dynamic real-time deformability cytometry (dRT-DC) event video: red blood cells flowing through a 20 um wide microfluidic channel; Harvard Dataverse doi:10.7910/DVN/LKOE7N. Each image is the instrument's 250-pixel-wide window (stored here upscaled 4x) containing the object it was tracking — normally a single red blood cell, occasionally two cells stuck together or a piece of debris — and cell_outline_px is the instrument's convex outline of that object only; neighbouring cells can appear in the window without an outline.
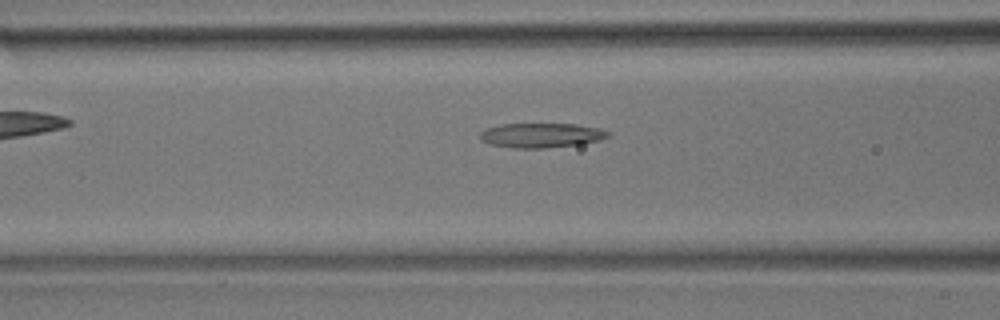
{"species": "common noctule bat (a hibernating species)", "species_latin": "Nyctalus noctula", "temperature_condition": "room temperature", "stored_images_in_passage": 35, "camera_frame_rate_fps": 3000, "um_per_image_px": 0.085, "animal": {"sex": "male", "body_mass_g": 17.9}, "frame": {"image": 1, "passage_image": 7, "time_ms": 2.0, "image_size_px": [1000, 320], "cell_outline_px": [[608, 136], [596, 140], [580, 144], [544, 148], [512, 148], [488, 144], [480, 140], [480, 132], [484, 128], [500, 124], [576, 124], [600, 128], [608, 132]], "centroid_in_image_um": [45.91, 11.5], "position_along_channel_um": 120.7, "area_um2": 18.32}}
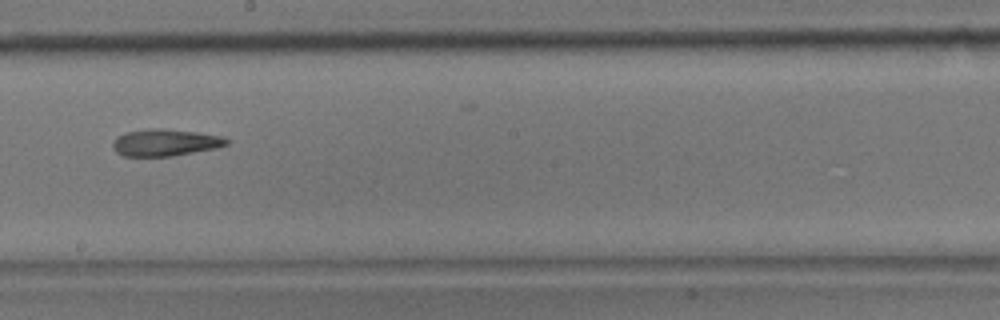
{"frame": {"image": 2, "passage_image": 15, "time_ms": 4.667, "image_size_px": [1000, 320], "cell_outline_px": [[228, 144], [216, 148], [172, 156], [124, 156], [116, 152], [112, 148], [112, 144], [116, 136], [128, 132], [148, 128], [164, 128], [196, 132], [224, 136], [228, 140]], "centroid_in_image_um": [14.03, 12.11], "position_along_channel_um": 234.2, "area_um2": 17.92}}
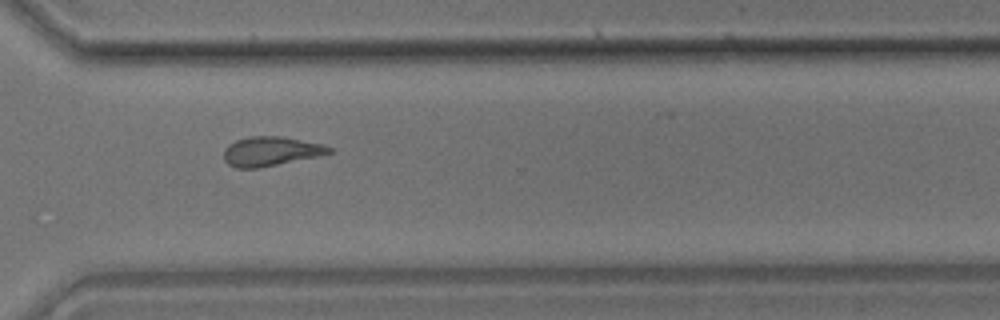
{"frame": {"image": 3, "passage_image": 23, "time_ms": 7.333, "image_size_px": [1000, 320], "cell_outline_px": [[332, 152], [316, 156], [260, 168], [236, 168], [228, 164], [224, 160], [224, 148], [228, 144], [236, 140], [248, 136], [280, 136], [320, 144], [332, 148]], "centroid_in_image_um": [22.94, 12.86], "position_along_channel_um": 347.7, "area_um2": 17.8}}